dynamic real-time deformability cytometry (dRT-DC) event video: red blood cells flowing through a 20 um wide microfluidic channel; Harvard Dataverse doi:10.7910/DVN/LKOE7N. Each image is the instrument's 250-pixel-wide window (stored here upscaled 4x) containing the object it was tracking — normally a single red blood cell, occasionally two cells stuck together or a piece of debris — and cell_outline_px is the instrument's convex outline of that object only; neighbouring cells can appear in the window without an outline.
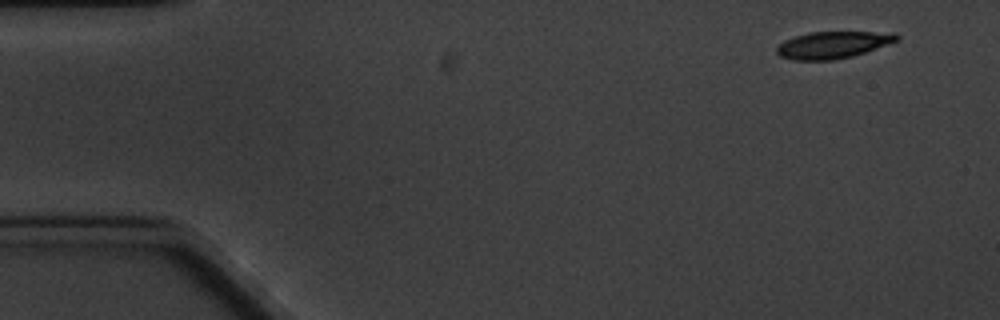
{"species": "common noctule bat (a hibernating species)", "species_latin": "Nyctalus noctula", "temperature_condition": "cold", "stored_images_in_passage": 5, "camera_frame_rate_fps": 3000, "um_per_image_px": 0.085, "animal": {"sex": "male", "body_mass_g": 20.1, "forearm_length_mm": 53.5}, "frame": {"image": 1, "passage_image": 1, "time_ms": 0.0, "image_size_px": [1000, 320], "cell_outline_px": [[900, 36], [896, 40], [864, 52], [852, 56], [832, 60], [792, 60], [780, 56], [776, 52], [776, 48], [784, 40], [808, 32], [896, 32]], "centroid_in_image_um": [70.75, 3.81], "position_along_channel_um": 14.3, "area_um2": 18.61}}
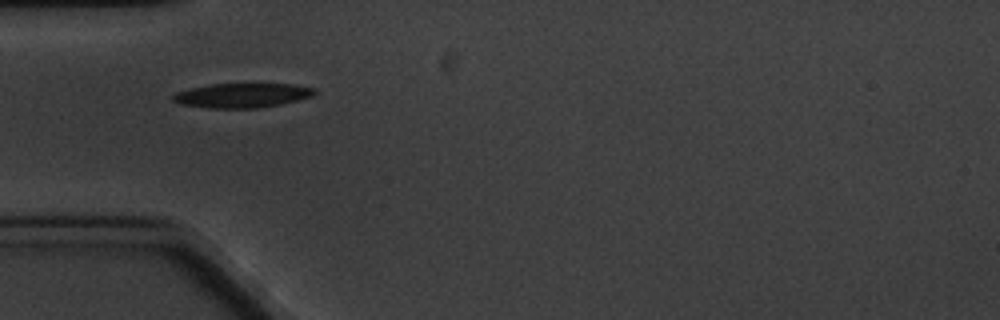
{"frame": {"image": 2, "passage_image": 5, "time_ms": 4.667, "image_size_px": [1000, 320], "cell_outline_px": [[320, 92], [312, 96], [280, 104], [260, 108], [208, 108], [180, 104], [172, 100], [172, 96], [176, 92], [192, 88], [212, 84], [292, 84], [316, 88]], "centroid_in_image_um": [20.61, 8.11], "position_along_channel_um": 64.4, "area_um2": 20.17}}